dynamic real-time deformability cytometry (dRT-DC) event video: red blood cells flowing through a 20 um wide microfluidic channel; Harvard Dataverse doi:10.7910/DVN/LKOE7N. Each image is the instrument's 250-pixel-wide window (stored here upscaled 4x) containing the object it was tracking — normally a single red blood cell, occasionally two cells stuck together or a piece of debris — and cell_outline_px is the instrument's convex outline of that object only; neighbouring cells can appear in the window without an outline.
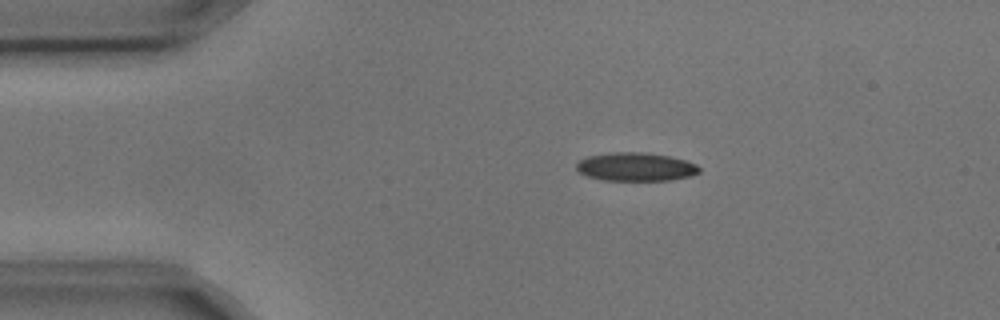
{"species": "common noctule bat (a hibernating species)", "species_latin": "Nyctalus noctula", "temperature_condition": "cold", "stored_images_in_passage": 6, "camera_frame_rate_fps": 3000, "um_per_image_px": 0.085, "animal": {"sex": "male", "body_mass_g": 17.9, "forearm_length_mm": 54.2}, "frame": {"image": 1, "passage_image": 2, "time_ms": 0.333, "image_size_px": [1000, 320], "cell_outline_px": [[700, 172], [692, 176], [672, 180], [604, 180], [588, 176], [580, 172], [576, 168], [576, 164], [580, 160], [588, 156], [612, 152], [644, 152], [668, 156], [684, 160], [696, 164], [700, 168]], "centroid_in_image_um": [54.06, 14.18], "position_along_channel_um": 30.9, "area_um2": 20.29}}
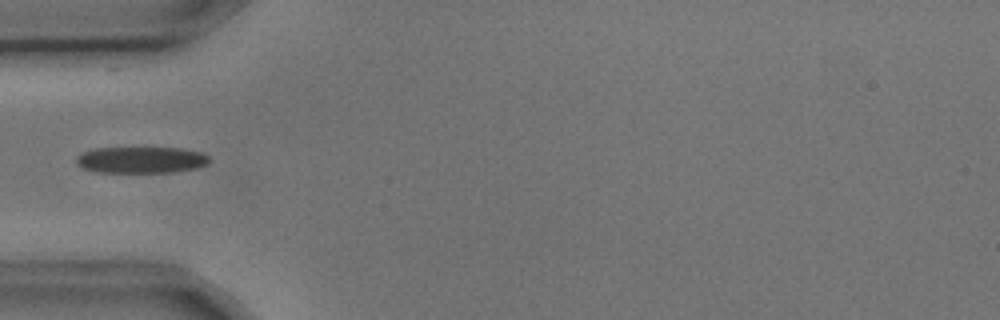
{"frame": {"image": 2, "passage_image": 4, "time_ms": 1.0, "image_size_px": [1000, 320], "cell_outline_px": [[208, 164], [196, 168], [172, 172], [96, 172], [80, 168], [76, 164], [76, 156], [80, 152], [96, 148], [180, 148], [200, 152], [208, 156]], "centroid_in_image_um": [11.92, 13.59], "position_along_channel_um": 73.1, "area_um2": 20.58}}
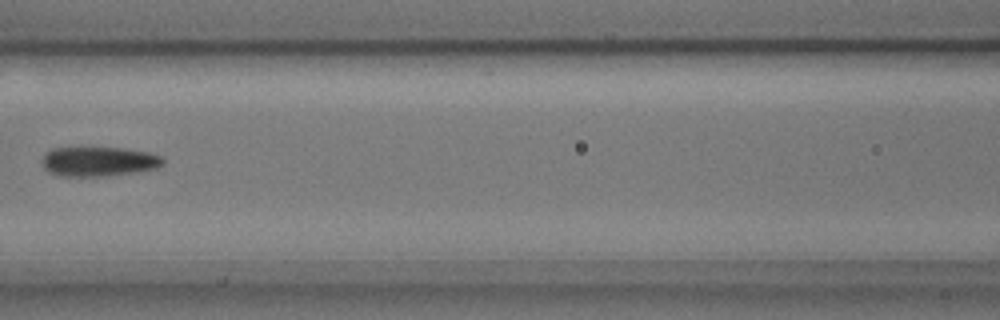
{"frame": {"image": 3, "passage_image": 6, "time_ms": 1.667, "image_size_px": [1000, 320], "cell_outline_px": [[164, 164], [156, 168], [136, 172], [104, 176], [56, 176], [48, 172], [44, 168], [40, 160], [44, 152], [52, 148], [124, 148], [148, 152], [164, 156]], "centroid_in_image_um": [8.36, 13.73], "position_along_channel_um": 158.2, "area_um2": 21.15}}